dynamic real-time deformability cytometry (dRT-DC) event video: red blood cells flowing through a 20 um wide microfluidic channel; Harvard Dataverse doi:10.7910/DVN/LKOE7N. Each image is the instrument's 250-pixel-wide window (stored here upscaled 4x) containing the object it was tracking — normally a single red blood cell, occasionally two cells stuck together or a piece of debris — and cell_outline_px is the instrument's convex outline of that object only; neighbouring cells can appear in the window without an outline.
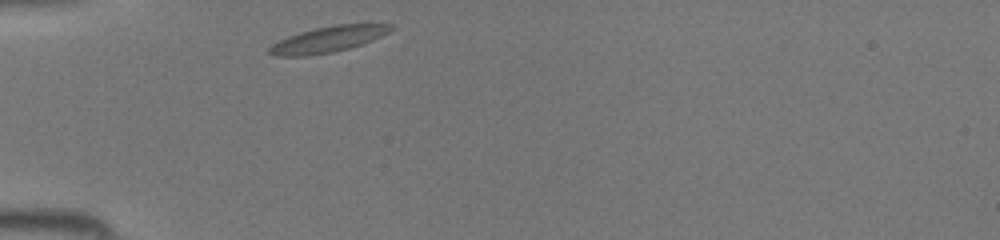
{"species": "common noctule bat (a hibernating species)", "species_latin": "Nyctalus noctula", "temperature_condition": "room temperature", "stored_images_in_passage": 26, "camera_frame_rate_fps": 3000, "um_per_image_px": 0.085, "animal": {"sex": "female", "body_mass_g": 19.5, "forearm_length_mm": 54.1}, "frame": {"image": 1, "passage_image": 1, "time_ms": 0.0, "image_size_px": [1000, 240], "cell_outline_px": [[392, 28], [388, 32], [372, 40], [348, 48], [332, 52], [308, 56], [276, 56], [268, 52], [268, 48], [272, 44], [288, 36], [300, 32], [316, 28], [336, 24], [392, 24]], "centroid_in_image_um": [27.84, 3.35], "position_along_channel_um": 57.2, "area_um2": 18.03}}
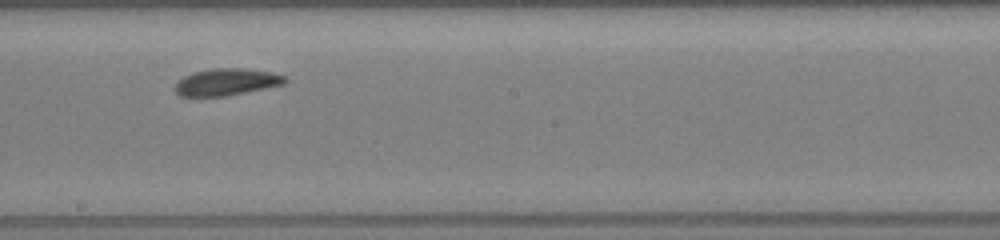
{"frame": {"image": 2, "passage_image": 13, "time_ms": 4.0, "image_size_px": [1000, 240], "cell_outline_px": [[288, 80], [284, 84], [224, 96], [180, 96], [172, 88], [184, 76], [192, 72], [212, 68], [244, 68], [272, 72], [288, 76]], "centroid_in_image_um": [19.26, 6.95], "position_along_channel_um": 228.9, "area_um2": 17.28}}
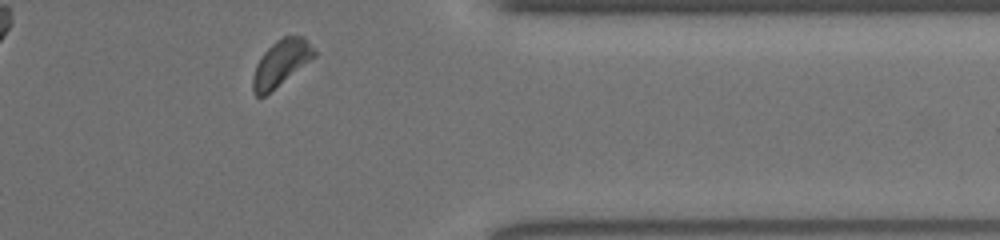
{"frame": {"image": 3, "passage_image": 24, "time_ms": 7.667, "image_size_px": [1000, 240], "cell_outline_px": [[316, 56], [264, 96], [256, 96], [252, 88], [252, 76], [256, 64], [260, 56], [276, 40], [284, 36], [304, 36], [316, 52]], "centroid_in_image_um": [23.86, 5.34], "position_along_channel_um": 387.5, "area_um2": 16.24}}